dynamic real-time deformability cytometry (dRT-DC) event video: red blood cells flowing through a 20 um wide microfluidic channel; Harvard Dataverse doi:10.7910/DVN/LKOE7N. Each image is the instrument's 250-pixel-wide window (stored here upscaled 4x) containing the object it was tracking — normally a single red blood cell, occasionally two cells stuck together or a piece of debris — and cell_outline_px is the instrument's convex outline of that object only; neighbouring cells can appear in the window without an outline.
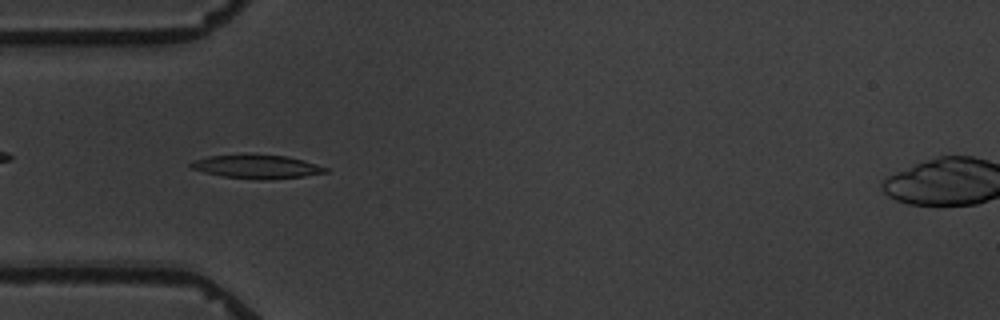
{"species": "common noctule bat (a hibernating species)", "species_latin": "Nyctalus noctula", "temperature_condition": "warm", "stored_images_in_passage": 9, "camera_frame_rate_fps": 3000, "um_per_image_px": 0.085, "animal": {"sex": "male", "body_mass_g": 19.5, "forearm_length_mm": 54.6}, "frame": {"image": 1, "passage_image": 6, "time_ms": 5.667, "image_size_px": [1000, 320], "cell_outline_px": [[328, 172], [304, 176], [264, 180], [260, 180], [224, 176], [204, 172], [192, 168], [188, 164], [196, 160], [208, 156], [248, 152], [252, 152], [288, 156], [304, 160], [328, 168]], "centroid_in_image_um": [21.84, 14.12], "position_along_channel_um": 63.2, "area_um2": 19.07}}
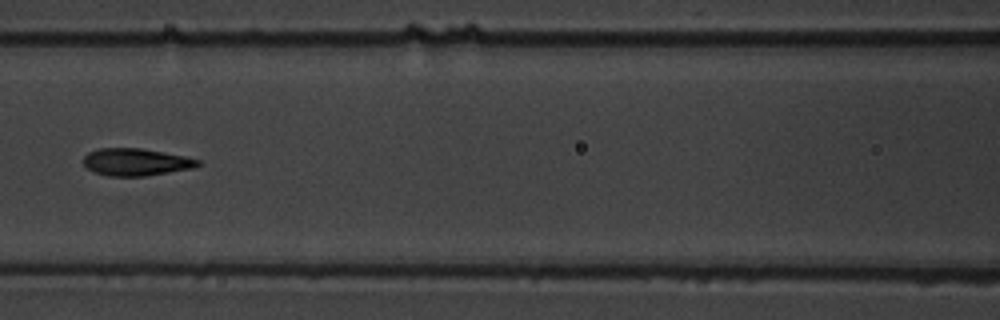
{"frame": {"image": 2, "passage_image": 8, "time_ms": 8.333, "image_size_px": [1000, 320], "cell_outline_px": [[200, 164], [192, 168], [144, 176], [108, 176], [96, 172], [88, 168], [84, 164], [84, 156], [88, 152], [100, 148], [140, 148], [184, 156], [200, 160]], "centroid_in_image_um": [11.54, 13.77], "position_along_channel_um": 155.1, "area_um2": 17.92}}
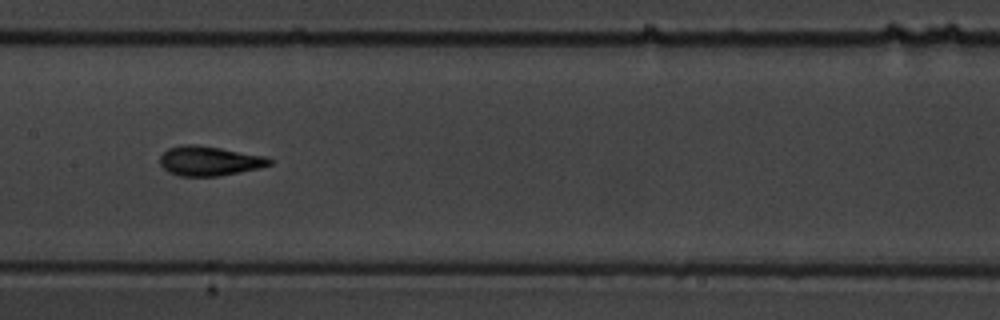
{"frame": {"image": 3, "passage_image": 9, "time_ms": 9.333, "image_size_px": [1000, 320], "cell_outline_px": [[272, 164], [240, 172], [220, 176], [180, 176], [168, 172], [160, 164], [160, 156], [168, 148], [184, 144], [196, 144], [220, 148], [264, 156], [272, 160]], "centroid_in_image_um": [17.75, 13.68], "position_along_channel_um": 189.6, "area_um2": 18.73}}